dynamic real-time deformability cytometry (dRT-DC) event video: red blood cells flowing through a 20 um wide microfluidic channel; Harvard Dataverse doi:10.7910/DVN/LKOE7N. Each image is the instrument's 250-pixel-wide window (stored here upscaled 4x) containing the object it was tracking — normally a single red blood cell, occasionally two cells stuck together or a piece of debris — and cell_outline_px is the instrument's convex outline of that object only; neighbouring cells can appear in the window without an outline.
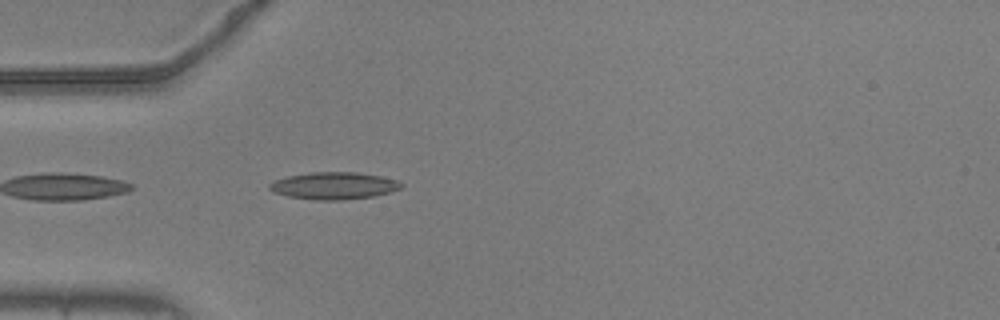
{"species": "common noctule bat (a hibernating species)", "species_latin": "Nyctalus noctula", "temperature_condition": "warm", "stored_images_in_passage": 40, "camera_frame_rate_fps": 3000, "um_per_image_px": 0.085, "animal": {"sex": "male", "body_mass_g": 20.5, "forearm_length_mm": 52.5}, "frame": {"image": 1, "passage_image": 2, "time_ms": 0.333, "image_size_px": [1000, 320], "cell_outline_px": [[404, 184], [400, 188], [392, 192], [372, 196], [344, 200], [316, 200], [288, 196], [272, 192], [268, 188], [268, 184], [276, 180], [288, 176], [308, 172], [356, 172], [380, 176], [396, 180]], "centroid_in_image_um": [28.37, 15.78], "position_along_channel_um": 56.6, "area_um2": 20.87}}
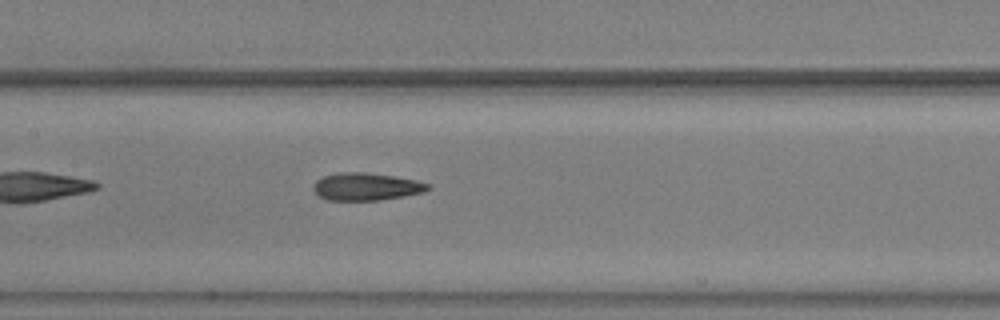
{"frame": {"image": 2, "passage_image": 12, "time_ms": 3.667, "image_size_px": [1000, 320], "cell_outline_px": [[432, 188], [424, 192], [404, 196], [376, 200], [328, 200], [320, 196], [312, 188], [316, 180], [324, 176], [340, 172], [364, 172], [396, 176], [416, 180], [432, 184]], "centroid_in_image_um": [31.18, 15.85], "position_along_channel_um": 176.2, "area_um2": 18.44}}
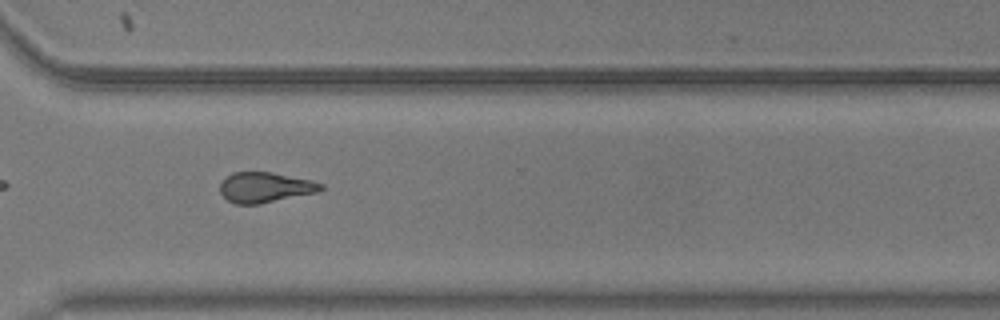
{"frame": {"image": 3, "passage_image": 26, "time_ms": 8.333, "image_size_px": [1000, 320], "cell_outline_px": [[324, 188], [320, 192], [260, 204], [236, 204], [228, 200], [220, 192], [220, 184], [232, 172], [272, 172], [312, 180], [324, 184]], "centroid_in_image_um": [22.59, 15.93], "position_along_channel_um": 348.0, "area_um2": 17.92}, "authors_computed_cell_mechanics": {"area_um2": 18.4093, "velocity_mm_per_s": 3.6964, "shape_relaxation_time_tau1_ms": 7.1009, "shape_relaxation_time_tau2_ms": 4.0239, "deformation_change_tau1": 0.1962, "deformation_change_tau2": 0.1372}}